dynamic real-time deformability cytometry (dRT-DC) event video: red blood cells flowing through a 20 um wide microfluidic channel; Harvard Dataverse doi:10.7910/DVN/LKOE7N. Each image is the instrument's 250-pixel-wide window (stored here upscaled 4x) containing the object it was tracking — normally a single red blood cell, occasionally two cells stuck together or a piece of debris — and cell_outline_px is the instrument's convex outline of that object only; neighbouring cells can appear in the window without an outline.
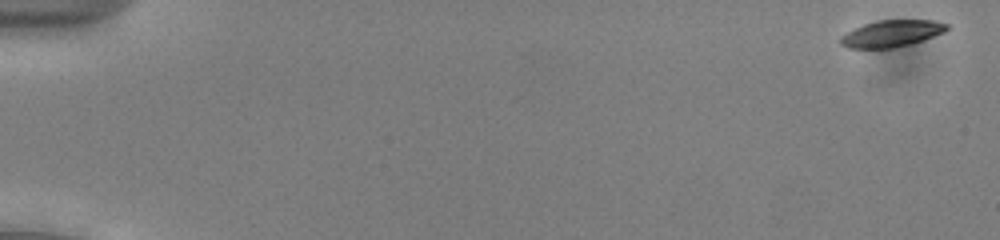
{"species": "common noctule bat (a hibernating species)", "species_latin": "Nyctalus noctula", "temperature_condition": "cold", "stored_images_in_passage": 18, "camera_frame_rate_fps": 3000, "um_per_image_px": 0.085, "animal": {"sex": "male", "body_mass_g": 13.0, "forearm_length_mm": 53.1}, "frame": {"image": 1, "passage_image": 1, "time_ms": 0.0, "image_size_px": [1000, 240], "cell_outline_px": [[948, 28], [944, 32], [924, 40], [912, 44], [892, 48], [848, 48], [840, 44], [840, 36], [864, 24], [880, 20], [932, 20], [948, 24]], "centroid_in_image_um": [75.8, 2.86], "position_along_channel_um": 9.2, "area_um2": 16.47}}
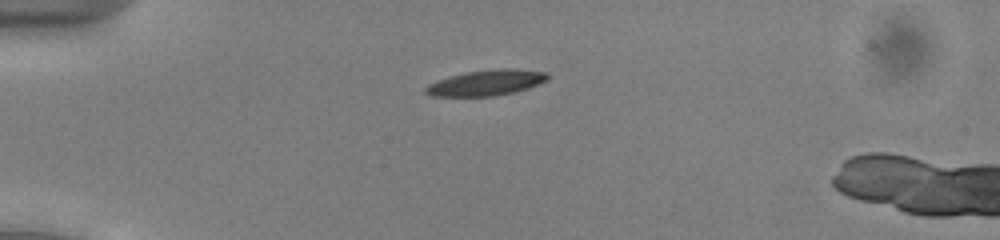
{"frame": {"image": 2, "passage_image": 14, "time_ms": 4.333, "image_size_px": [1000, 240], "cell_outline_px": [[548, 80], [528, 88], [516, 92], [496, 96], [432, 96], [424, 92], [424, 88], [428, 84], [452, 76], [468, 72], [496, 68], [516, 68], [548, 72]], "centroid_in_image_um": [41.39, 7.03], "position_along_channel_um": 43.6, "area_um2": 18.26}}